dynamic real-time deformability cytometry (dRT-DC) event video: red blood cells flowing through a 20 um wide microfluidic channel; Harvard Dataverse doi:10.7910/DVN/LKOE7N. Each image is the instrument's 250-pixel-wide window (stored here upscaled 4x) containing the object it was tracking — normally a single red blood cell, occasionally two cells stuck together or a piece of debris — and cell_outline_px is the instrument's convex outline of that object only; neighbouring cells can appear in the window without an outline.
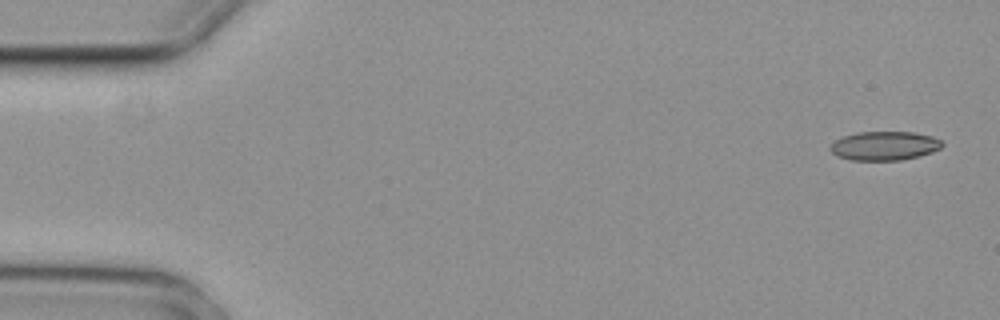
{"species": "common noctule bat (a hibernating species)", "species_latin": "Nyctalus noctula", "temperature_condition": "cold", "stored_images_in_passage": 5, "camera_frame_rate_fps": 3000, "um_per_image_px": 0.085, "animal": {"sex": "female", "body_mass_g": 29.2, "forearm_length_mm": 56.3}, "frame": {"image": 1, "passage_image": 1, "time_ms": 0.0, "image_size_px": [1000, 320], "cell_outline_px": [[944, 144], [940, 148], [932, 152], [920, 156], [900, 160], [852, 160], [836, 156], [828, 148], [836, 140], [844, 136], [856, 132], [916, 132], [932, 136], [940, 140]], "centroid_in_image_um": [75.18, 12.39], "position_along_channel_um": 9.8, "area_um2": 18.9}}